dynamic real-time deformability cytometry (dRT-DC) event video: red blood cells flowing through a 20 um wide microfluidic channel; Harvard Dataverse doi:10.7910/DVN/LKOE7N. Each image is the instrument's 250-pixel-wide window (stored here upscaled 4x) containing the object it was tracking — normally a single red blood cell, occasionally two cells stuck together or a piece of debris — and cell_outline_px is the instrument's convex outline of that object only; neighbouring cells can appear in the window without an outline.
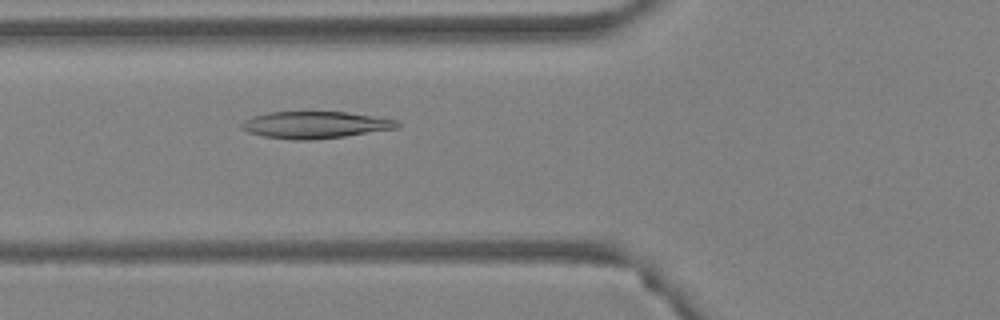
{"species": "Egyptian fruit bat (a non-hibernating species)", "species_latin": "Rousettus aegyptiacus", "temperature_condition": "warm", "stored_images_in_passage": 39, "camera_frame_rate_fps": 3000, "um_per_image_px": 0.085, "animal": {"sex": "female"}, "frame": {"image": 1, "passage_image": 6, "time_ms": 1.667, "image_size_px": [1000, 320], "cell_outline_px": [[400, 128], [344, 136], [312, 140], [292, 140], [264, 136], [248, 132], [240, 128], [240, 124], [244, 120], [252, 116], [268, 112], [344, 112], [372, 116], [396, 120], [400, 124]], "centroid_in_image_um": [26.76, 10.62], "position_along_channel_um": 99.0, "area_um2": 24.39}}
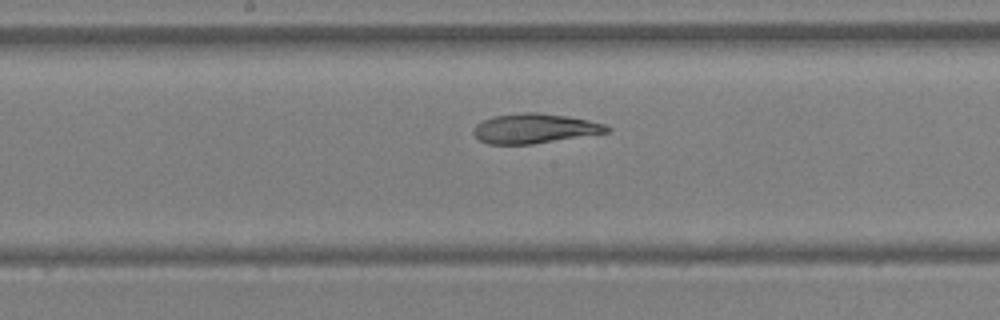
{"frame": {"image": 2, "passage_image": 14, "time_ms": 4.333, "image_size_px": [1000, 320], "cell_outline_px": [[612, 128], [608, 132], [532, 144], [488, 144], [480, 140], [472, 132], [476, 124], [484, 120], [496, 116], [520, 112], [536, 112], [568, 116], [588, 120], [604, 124]], "centroid_in_image_um": [45.43, 10.91], "position_along_channel_um": 202.8, "area_um2": 22.89}}
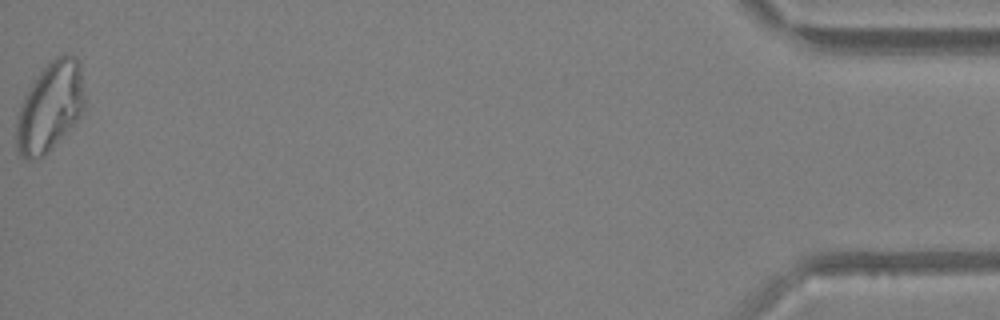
{"frame": {"image": 3, "passage_image": 39, "time_ms": 12.667, "image_size_px": [1000, 320], "cell_outline_px": [[84, 112], [52, 148], [44, 156], [28, 160], [24, 160], [20, 156], [16, 148], [16, 120], [24, 96], [28, 88], [40, 72], [56, 56], [64, 52], [68, 52], [76, 56], [80, 60], [84, 96]], "centroid_in_image_um": [4.26, 9.07], "position_along_channel_um": 430.9, "area_um2": 35.78}}